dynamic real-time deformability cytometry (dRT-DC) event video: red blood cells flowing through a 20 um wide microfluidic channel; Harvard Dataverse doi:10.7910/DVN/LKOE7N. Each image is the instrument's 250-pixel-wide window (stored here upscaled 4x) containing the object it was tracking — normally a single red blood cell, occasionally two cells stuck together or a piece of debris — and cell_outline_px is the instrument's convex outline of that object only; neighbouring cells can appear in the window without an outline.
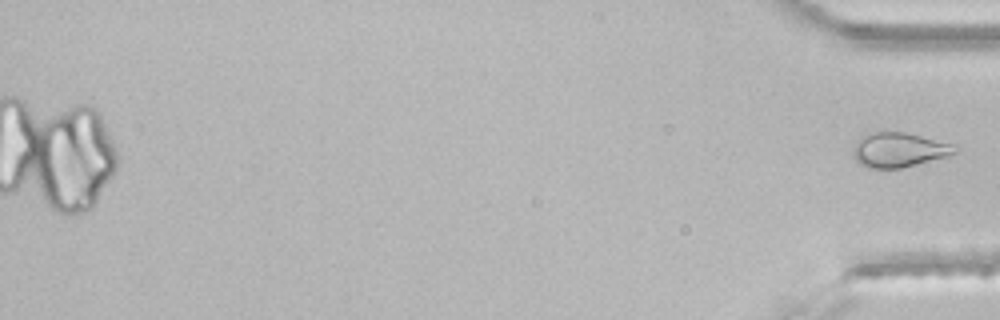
{"species": "common noctule bat (a hibernating species)", "species_latin": "Nyctalus noctula", "temperature_condition": "room temperature", "stored_images_in_passage": 32, "camera_frame_rate_fps": 3000, "um_per_image_px": 0.085, "animal": {"sex": "male", "body_mass_g": 21.5, "forearm_length_mm": 52.0}, "frame": {"image": 1, "passage_image": 32, "time_ms": 10.333, "image_size_px": [1000, 320], "cell_outline_px": [[960, 148], [956, 152], [948, 156], [900, 168], [868, 168], [860, 164], [852, 156], [852, 148], [856, 140], [860, 136], [876, 132], [904, 132], [956, 144]], "centroid_in_image_um": [76.4, 12.73], "position_along_channel_um": 358.8, "area_um2": 20.69}}